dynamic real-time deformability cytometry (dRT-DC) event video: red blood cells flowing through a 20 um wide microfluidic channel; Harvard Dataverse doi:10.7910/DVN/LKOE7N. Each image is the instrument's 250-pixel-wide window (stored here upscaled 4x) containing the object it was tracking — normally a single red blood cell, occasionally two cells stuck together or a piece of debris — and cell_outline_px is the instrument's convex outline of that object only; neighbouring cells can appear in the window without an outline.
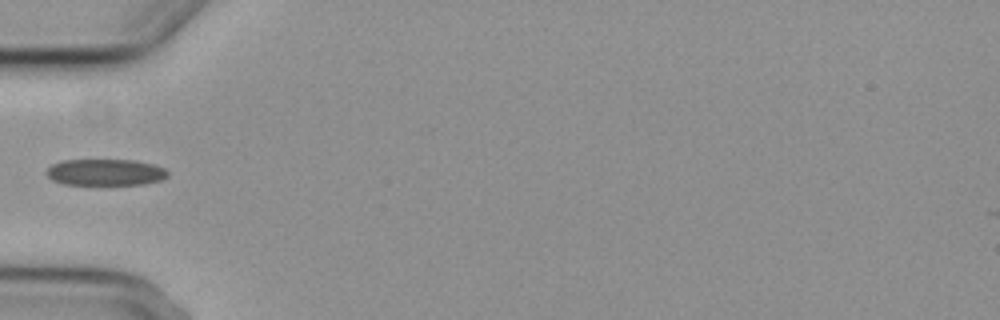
{"species": "common noctule bat (a hibernating species)", "species_latin": "Nyctalus noctula", "temperature_condition": "cold", "stored_images_in_passage": 5, "camera_frame_rate_fps": 3000, "um_per_image_px": 0.085, "animal": {"sex": "female", "body_mass_g": 29.2, "forearm_length_mm": 56.3}, "frame": {"image": 1, "passage_image": 5, "time_ms": 4.667, "image_size_px": [1000, 320], "cell_outline_px": [[168, 176], [160, 180], [144, 184], [64, 184], [52, 180], [44, 172], [52, 164], [64, 160], [136, 160], [152, 164], [164, 168], [168, 172]], "centroid_in_image_um": [8.95, 14.64], "position_along_channel_um": 76.1, "area_um2": 18.61}}